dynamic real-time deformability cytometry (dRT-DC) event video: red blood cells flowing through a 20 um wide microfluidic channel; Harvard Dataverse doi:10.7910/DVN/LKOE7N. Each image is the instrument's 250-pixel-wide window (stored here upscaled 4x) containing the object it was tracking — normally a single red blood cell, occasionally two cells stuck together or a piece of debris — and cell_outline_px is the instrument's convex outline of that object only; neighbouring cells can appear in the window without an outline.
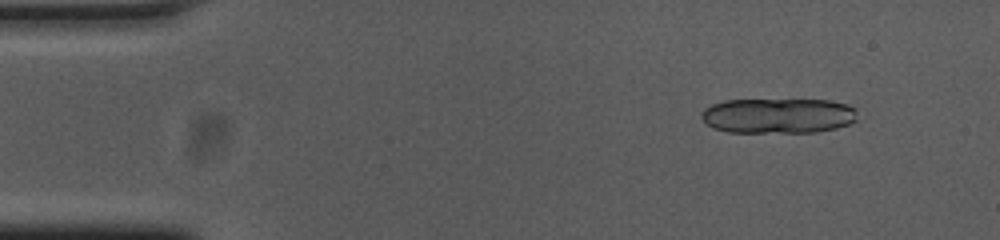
{"species": "common noctule bat (a hibernating species)", "species_latin": "Nyctalus noctula", "temperature_condition": "cold", "stored_images_in_passage": 17, "camera_frame_rate_fps": 3000, "um_per_image_px": 0.085, "animal": {"sex": "female", "body_mass_g": 23.0, "forearm_length_mm": 53.4}, "frame": {"image": 1, "passage_image": 5, "time_ms": 1.333, "image_size_px": [1000, 240], "cell_outline_px": [[856, 120], [848, 124], [836, 128], [816, 132], [728, 132], [712, 128], [700, 116], [700, 112], [704, 108], [712, 104], [724, 100], [828, 100], [848, 104], [856, 108]], "centroid_in_image_um": [66.13, 9.83], "position_along_channel_um": 18.9, "area_um2": 32.14}}